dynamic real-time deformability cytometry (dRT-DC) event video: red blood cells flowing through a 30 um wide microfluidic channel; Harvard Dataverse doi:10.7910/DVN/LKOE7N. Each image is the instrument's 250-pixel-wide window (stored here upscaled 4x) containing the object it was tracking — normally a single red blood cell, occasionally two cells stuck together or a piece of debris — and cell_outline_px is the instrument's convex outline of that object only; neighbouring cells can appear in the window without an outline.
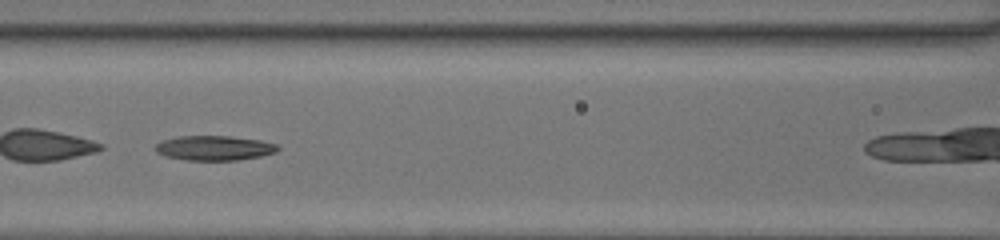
{"species": "common noctule bat (a hibernating species)", "species_latin": "Nyctalus noctula", "temperature_condition": "room temperature", "stored_images_in_passage": 29, "camera_frame_rate_fps": 3000, "um_per_image_px": 0.085, "animal": {"sex": "female", "body_mass_g": 20.0, "forearm_length_mm": 54.0}, "frame": {"image": 1, "passage_image": 9, "time_ms": 2.667, "image_size_px": [1000, 240], "cell_outline_px": [[280, 148], [276, 152], [260, 156], [236, 160], [188, 160], [168, 156], [156, 152], [156, 144], [160, 140], [176, 136], [228, 136], [260, 140], [280, 144]], "centroid_in_image_um": [18.24, 12.57], "position_along_channel_um": 148.4, "area_um2": 17.63}}
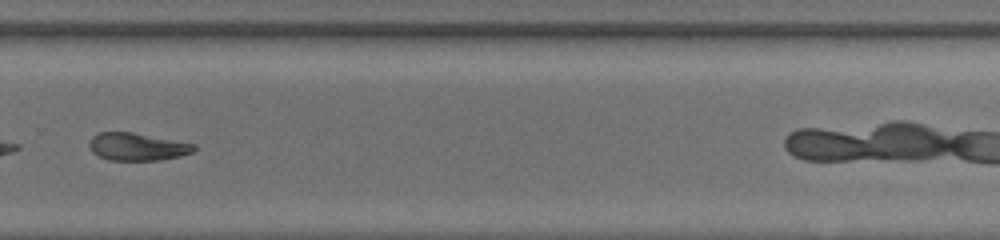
{"frame": {"image": 2, "passage_image": 21, "time_ms": 6.667, "image_size_px": [1000, 240], "cell_outline_px": [[196, 148], [192, 152], [180, 156], [160, 160], [108, 160], [92, 152], [88, 144], [92, 136], [100, 132], [132, 132], [196, 144]], "centroid_in_image_um": [11.66, 12.47], "position_along_channel_um": 318.1, "area_um2": 16.82}}